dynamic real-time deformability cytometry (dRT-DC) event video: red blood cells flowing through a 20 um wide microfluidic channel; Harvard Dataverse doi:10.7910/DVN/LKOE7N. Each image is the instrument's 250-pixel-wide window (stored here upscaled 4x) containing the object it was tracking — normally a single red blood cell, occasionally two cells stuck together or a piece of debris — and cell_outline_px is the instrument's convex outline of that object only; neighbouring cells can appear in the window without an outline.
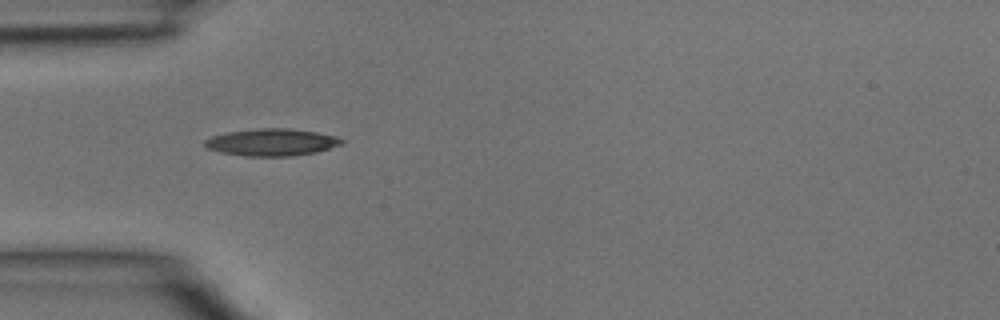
{"species": "common noctule bat (a hibernating species)", "species_latin": "Nyctalus noctula", "temperature_condition": "room temperature", "stored_images_in_passage": 3, "camera_frame_rate_fps": 3000, "um_per_image_px": 0.085, "animal": {"sex": "male", "body_mass_g": 15.6}, "frame": {"image": 1, "passage_image": 3, "time_ms": 0.667, "image_size_px": [1000, 320], "cell_outline_px": [[344, 144], [316, 152], [292, 156], [248, 156], [220, 152], [208, 148], [204, 144], [204, 140], [212, 136], [228, 132], [260, 128], [288, 128], [316, 132], [336, 136], [344, 140]], "centroid_in_image_um": [23.13, 12.09], "position_along_channel_um": 61.9, "area_um2": 21.56}}